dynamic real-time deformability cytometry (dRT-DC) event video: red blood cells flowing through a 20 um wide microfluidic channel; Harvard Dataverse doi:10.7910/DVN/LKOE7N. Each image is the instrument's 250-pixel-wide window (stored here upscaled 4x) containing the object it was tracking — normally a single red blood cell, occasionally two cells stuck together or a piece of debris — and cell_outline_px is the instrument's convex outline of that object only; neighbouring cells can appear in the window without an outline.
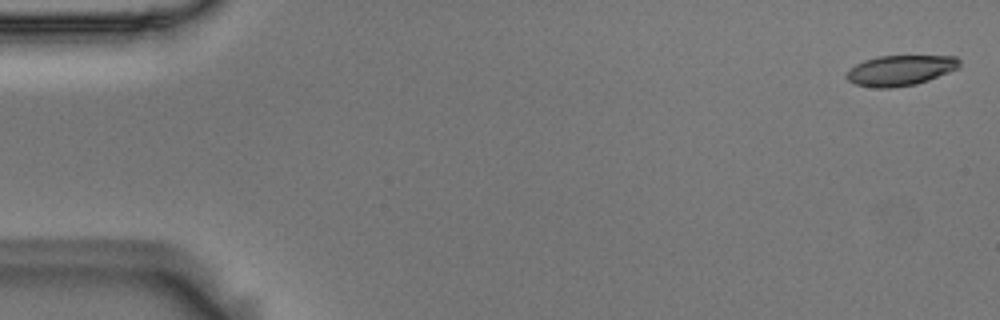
{"species": "Egyptian fruit bat (a non-hibernating species)", "species_latin": "Rousettus aegyptiacus", "temperature_condition": "room temperature", "stored_images_in_passage": 5, "camera_frame_rate_fps": 3000, "um_per_image_px": 0.085, "animal": {"sex": "male"}, "frame": {"image": 1, "passage_image": 1, "time_ms": 0.0, "image_size_px": [1000, 320], "cell_outline_px": [[960, 68], [928, 80], [916, 84], [892, 88], [876, 88], [856, 84], [848, 80], [844, 76], [856, 64], [864, 60], [876, 56], [956, 56], [960, 60]], "centroid_in_image_um": [76.54, 5.98], "position_along_channel_um": 8.5, "area_um2": 20.0}}
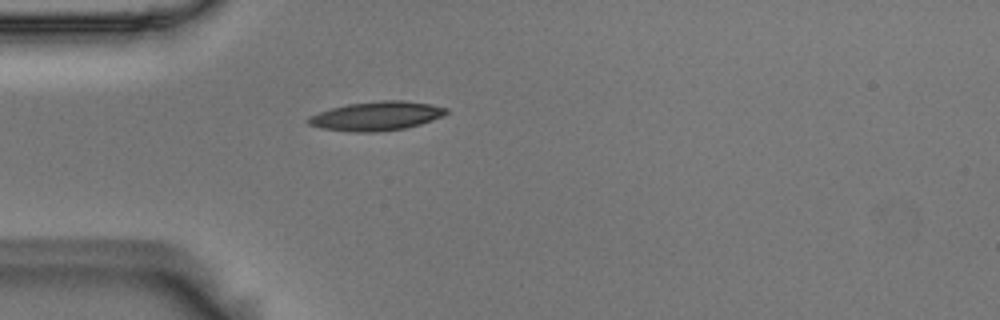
{"frame": {"image": 2, "passage_image": 5, "time_ms": 1.333, "image_size_px": [1000, 320], "cell_outline_px": [[448, 112], [444, 116], [420, 124], [404, 128], [376, 132], [352, 132], [320, 128], [308, 124], [304, 120], [308, 116], [332, 108], [348, 104], [380, 100], [404, 100], [432, 104], [448, 108]], "centroid_in_image_um": [32.0, 9.86], "position_along_channel_um": 53.0, "area_um2": 23.47}}